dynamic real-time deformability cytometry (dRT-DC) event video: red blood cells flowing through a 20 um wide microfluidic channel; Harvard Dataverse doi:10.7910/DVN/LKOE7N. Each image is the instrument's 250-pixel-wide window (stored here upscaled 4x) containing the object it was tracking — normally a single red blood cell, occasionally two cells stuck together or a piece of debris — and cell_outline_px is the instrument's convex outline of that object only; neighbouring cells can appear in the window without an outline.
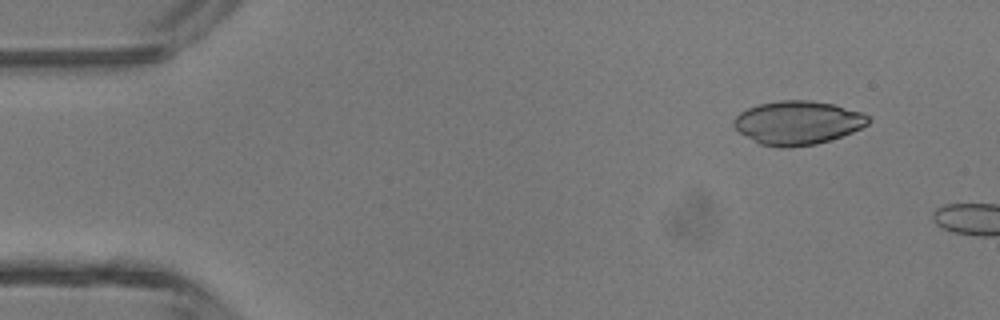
{"species": "common noctule bat (a hibernating species)", "species_latin": "Nyctalus noctula", "temperature_condition": "room temperature", "stored_images_in_passage": 3, "camera_frame_rate_fps": 3000, "um_per_image_px": 0.085, "animal": {"sex": "male", "body_mass_g": 13.3}, "frame": {"image": 1, "passage_image": 2, "time_ms": 0.333, "image_size_px": [1000, 320], "cell_outline_px": [[872, 120], [868, 124], [852, 132], [816, 144], [788, 148], [780, 148], [760, 144], [740, 132], [732, 124], [732, 120], [740, 112], [748, 108], [760, 104], [780, 100], [808, 100], [832, 104], [860, 112], [868, 116]], "centroid_in_image_um": [67.79, 10.43], "position_along_channel_um": 17.2, "area_um2": 33.99}}